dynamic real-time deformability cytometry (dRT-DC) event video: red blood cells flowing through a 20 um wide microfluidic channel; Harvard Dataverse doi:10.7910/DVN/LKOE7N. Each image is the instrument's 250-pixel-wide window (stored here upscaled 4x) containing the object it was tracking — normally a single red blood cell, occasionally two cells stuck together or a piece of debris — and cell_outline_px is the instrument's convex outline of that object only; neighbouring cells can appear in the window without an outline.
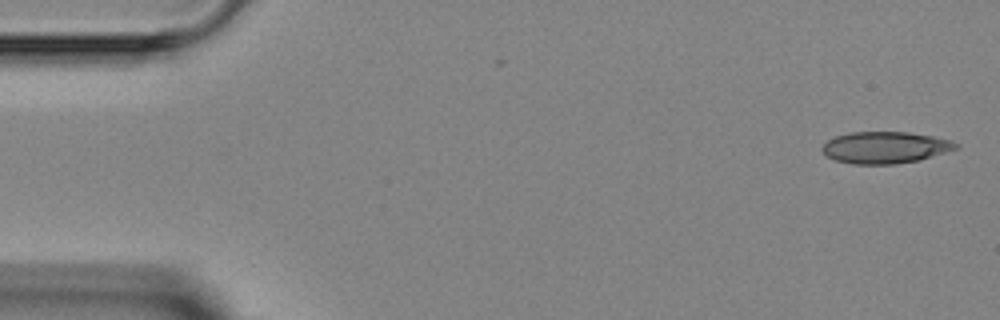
{"species": "Egyptian fruit bat (a non-hibernating species)", "species_latin": "Rousettus aegyptiacus", "temperature_condition": "room temperature", "stored_images_in_passage": 5, "segment_of_instrument_passage": [1, 2], "camera_frame_rate_fps": 3000, "um_per_image_px": 0.085, "animal": {"sex": "female"}, "frame": {"image": 1, "passage_image": 1, "time_ms": 0.0, "image_size_px": [1000, 320], "cell_outline_px": [[960, 148], [920, 160], [896, 164], [852, 164], [836, 160], [828, 156], [820, 148], [828, 140], [836, 136], [852, 132], [908, 132], [932, 136], [952, 140], [960, 144]], "centroid_in_image_um": [75.29, 12.54], "position_along_channel_um": 9.7, "area_um2": 24.8}}